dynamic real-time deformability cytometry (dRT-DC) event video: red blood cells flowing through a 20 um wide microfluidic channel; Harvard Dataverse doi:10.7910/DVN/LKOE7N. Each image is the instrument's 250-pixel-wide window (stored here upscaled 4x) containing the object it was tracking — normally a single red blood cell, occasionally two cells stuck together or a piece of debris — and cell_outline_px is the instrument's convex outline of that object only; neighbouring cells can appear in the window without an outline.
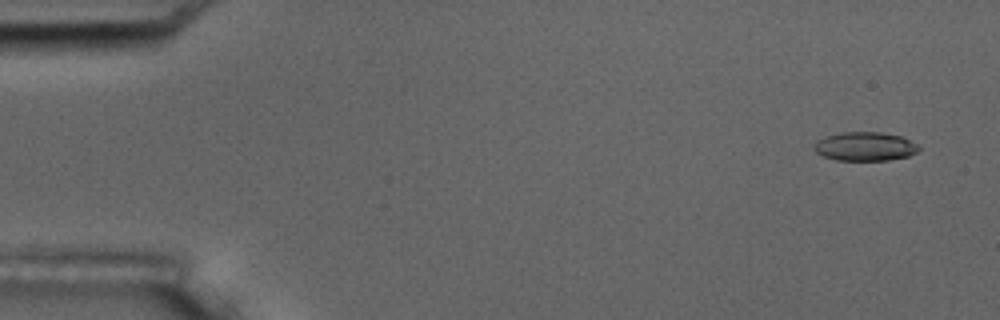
{"species": "common noctule bat (a hibernating species)", "species_latin": "Nyctalus noctula", "temperature_condition": "room temperature", "stored_images_in_passage": 5, "camera_frame_rate_fps": 3000, "um_per_image_px": 0.085, "animal": {"sex": "male", "body_mass_g": 17.5, "forearm_length_mm": 52.3}, "frame": {"image": 1, "passage_image": 1, "time_ms": 0.0, "image_size_px": [1000, 320], "cell_outline_px": [[920, 148], [916, 152], [908, 156], [888, 160], [836, 160], [824, 156], [816, 152], [816, 140], [828, 136], [844, 132], [880, 132], [900, 136], [920, 144]], "centroid_in_image_um": [73.58, 12.45], "position_along_channel_um": 11.4, "area_um2": 17.4}}
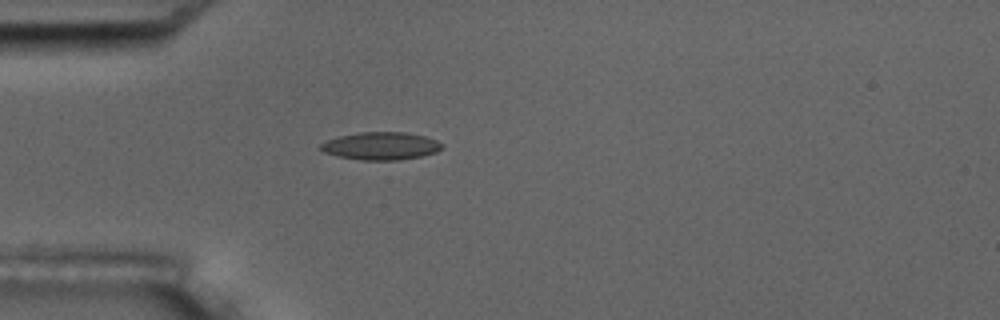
{"frame": {"image": 2, "passage_image": 5, "time_ms": 4.333, "image_size_px": [1000, 320], "cell_outline_px": [[444, 148], [436, 152], [420, 156], [400, 160], [364, 160], [336, 156], [324, 152], [320, 148], [320, 144], [328, 140], [340, 136], [360, 132], [404, 132], [424, 136], [436, 140], [444, 144]], "centroid_in_image_um": [32.4, 12.41], "position_along_channel_um": 52.6, "area_um2": 19.54}}